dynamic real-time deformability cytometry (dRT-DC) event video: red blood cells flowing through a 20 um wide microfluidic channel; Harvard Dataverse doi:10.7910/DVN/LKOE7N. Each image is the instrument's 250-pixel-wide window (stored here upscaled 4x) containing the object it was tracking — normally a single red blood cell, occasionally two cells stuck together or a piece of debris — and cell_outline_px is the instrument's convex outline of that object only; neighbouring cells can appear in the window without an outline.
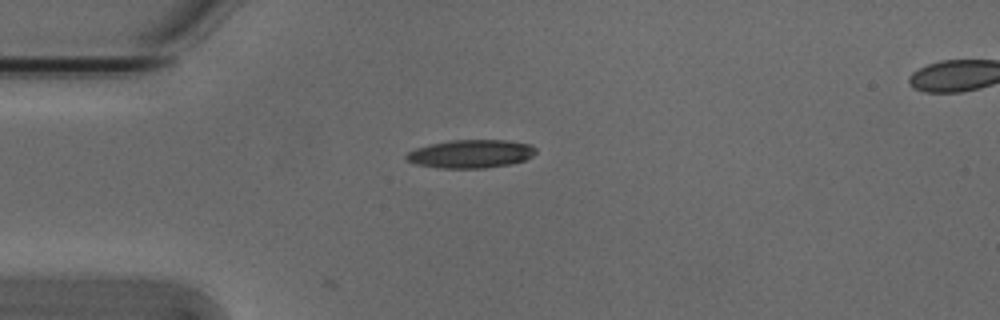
{"species": "Egyptian fruit bat (a non-hibernating species)", "species_latin": "Rousettus aegyptiacus", "temperature_condition": "cold", "stored_images_in_passage": 3, "camera_frame_rate_fps": 3000, "um_per_image_px": 0.085, "animal": {"sex": "male"}, "frame": {"image": 1, "passage_image": 1, "time_ms": 0.0, "image_size_px": [1000, 320], "cell_outline_px": [[536, 152], [532, 156], [524, 160], [512, 164], [484, 168], [440, 168], [416, 164], [408, 160], [404, 156], [408, 152], [416, 148], [428, 144], [448, 140], [504, 140], [528, 144], [536, 148]], "centroid_in_image_um": [40.0, 13.07], "position_along_channel_um": 45.0, "area_um2": 21.33}}